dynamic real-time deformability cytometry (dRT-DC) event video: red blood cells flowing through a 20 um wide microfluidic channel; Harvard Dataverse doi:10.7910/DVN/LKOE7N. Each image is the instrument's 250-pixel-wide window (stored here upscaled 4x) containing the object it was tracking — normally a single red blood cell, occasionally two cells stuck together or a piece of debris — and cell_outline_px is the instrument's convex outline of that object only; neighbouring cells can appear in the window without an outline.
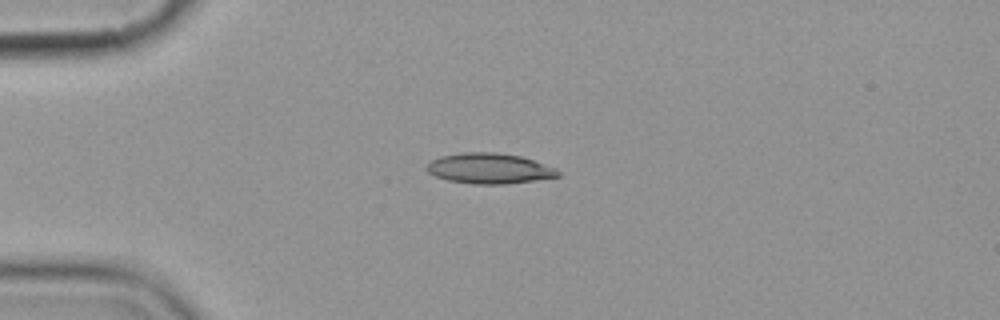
{"species": "common noctule bat (a hibernating species)", "species_latin": "Nyctalus noctula", "temperature_condition": "cold", "stored_images_in_passage": 7, "camera_frame_rate_fps": 3000, "um_per_image_px": 0.085, "animal": {"sex": "female", "body_mass_g": 19.9}, "frame": {"image": 1, "passage_image": 1, "time_ms": 0.0, "image_size_px": [1000, 320], "cell_outline_px": [[560, 176], [504, 184], [472, 184], [448, 180], [436, 176], [428, 172], [424, 168], [432, 160], [440, 156], [464, 152], [496, 152], [520, 156], [556, 168], [560, 172]], "centroid_in_image_um": [41.56, 14.31], "position_along_channel_um": 43.4, "area_um2": 23.12}}
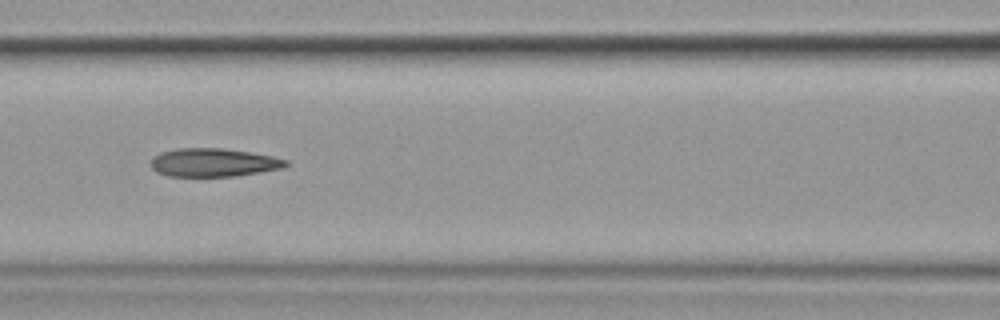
{"frame": {"image": 2, "passage_image": 4, "time_ms": 3.667, "image_size_px": [1000, 320], "cell_outline_px": [[288, 164], [284, 168], [236, 176], [168, 176], [156, 172], [148, 164], [152, 156], [160, 152], [176, 148], [220, 148], [248, 152], [272, 156], [288, 160]], "centroid_in_image_um": [18.09, 13.81], "position_along_channel_um": 148.5, "area_um2": 22.48}}
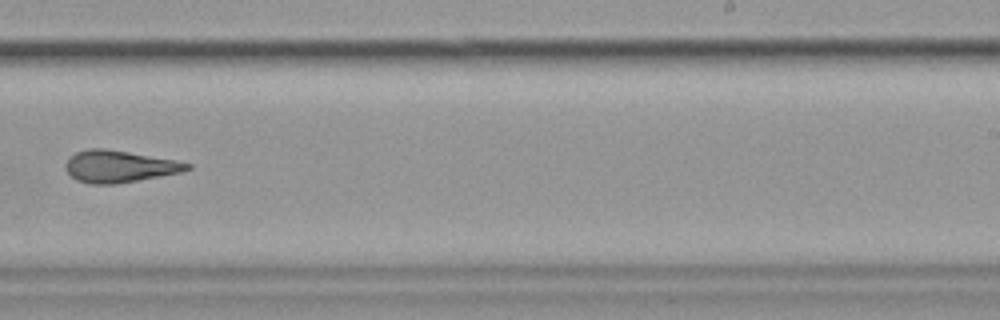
{"frame": {"image": 3, "passage_image": 7, "time_ms": 7.333, "image_size_px": [1000, 320], "cell_outline_px": [[192, 168], [180, 172], [160, 176], [116, 184], [88, 184], [76, 180], [68, 172], [64, 164], [68, 156], [76, 152], [88, 148], [104, 148], [176, 160], [192, 164]], "centroid_in_image_um": [10.1, 14.14], "position_along_channel_um": 278.9, "area_um2": 22.66}}